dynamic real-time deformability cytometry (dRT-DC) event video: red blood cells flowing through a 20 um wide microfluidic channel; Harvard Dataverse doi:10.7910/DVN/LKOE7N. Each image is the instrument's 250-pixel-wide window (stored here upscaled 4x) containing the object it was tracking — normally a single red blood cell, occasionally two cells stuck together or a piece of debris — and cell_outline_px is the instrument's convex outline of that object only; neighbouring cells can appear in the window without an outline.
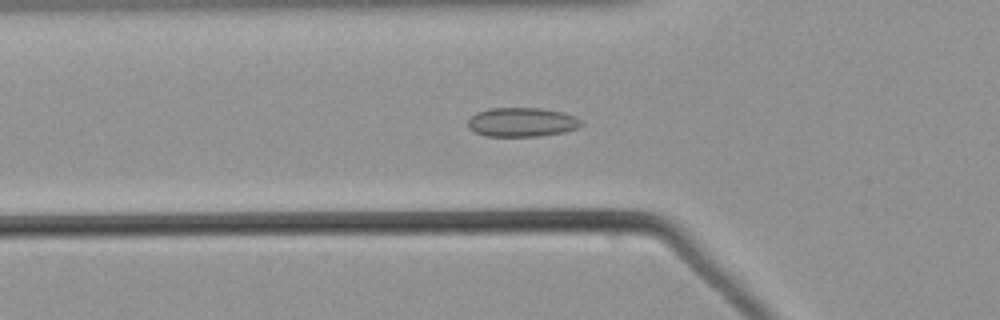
{"species": "common noctule bat (a hibernating species)", "species_latin": "Nyctalus noctula", "temperature_condition": "warm", "stored_images_in_passage": 54, "camera_frame_rate_fps": 3000, "um_per_image_px": 0.085, "animal": {"sex": "male", "body_mass_g": 21.5, "forearm_length_mm": 52.0}, "frame": {"image": 1, "passage_image": 19, "time_ms": 6.0, "image_size_px": [1000, 320], "cell_outline_px": [[584, 124], [580, 128], [564, 132], [540, 136], [484, 136], [472, 132], [468, 128], [468, 120], [476, 112], [488, 108], [540, 108], [564, 112], [576, 116], [584, 120]], "centroid_in_image_um": [44.4, 10.38], "position_along_channel_um": 81.4, "area_um2": 19.71}}
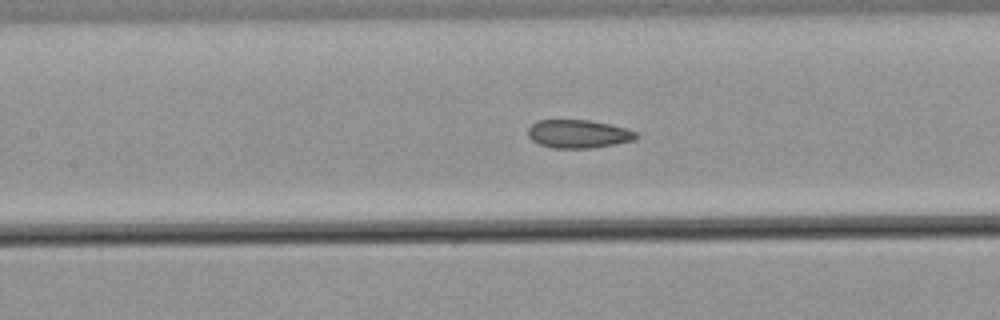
{"frame": {"image": 2, "passage_image": 25, "time_ms": 8.0, "image_size_px": [1000, 320], "cell_outline_px": [[640, 136], [636, 140], [616, 144], [592, 148], [552, 148], [540, 144], [532, 140], [528, 136], [528, 128], [536, 120], [588, 120], [628, 128], [636, 132]], "centroid_in_image_um": [49.19, 11.38], "position_along_channel_um": 158.2, "area_um2": 17.98}}
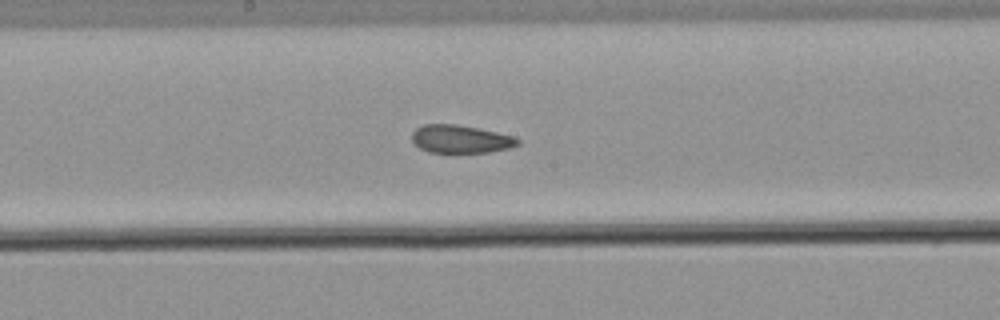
{"frame": {"image": 3, "passage_image": 29, "time_ms": 9.333, "image_size_px": [1000, 320], "cell_outline_px": [[520, 144], [512, 148], [488, 152], [428, 152], [420, 148], [412, 140], [412, 132], [416, 128], [424, 124], [456, 124], [480, 128], [516, 136], [520, 140]], "centroid_in_image_um": [39.2, 11.81], "position_along_channel_um": 209.0, "area_um2": 17.46}}